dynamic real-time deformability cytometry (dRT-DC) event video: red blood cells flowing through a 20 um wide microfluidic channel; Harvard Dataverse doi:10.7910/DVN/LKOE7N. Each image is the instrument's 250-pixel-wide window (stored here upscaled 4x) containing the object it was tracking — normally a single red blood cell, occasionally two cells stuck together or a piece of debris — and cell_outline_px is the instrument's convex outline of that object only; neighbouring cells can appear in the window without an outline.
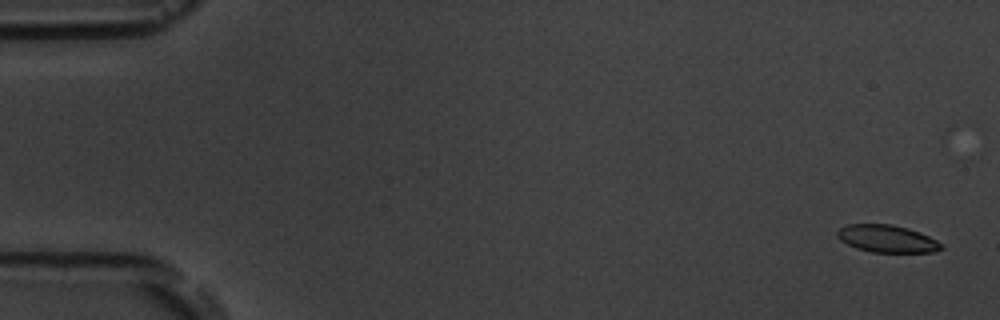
{"species": "common noctule bat (a hibernating species)", "species_latin": "Nyctalus noctula", "temperature_condition": "room temperature", "stored_images_in_passage": 6, "camera_frame_rate_fps": 3000, "um_per_image_px": 0.085, "animal": {"sex": "male", "body_mass_g": 19.5, "forearm_length_mm": 54.6}, "frame": {"image": 1, "passage_image": 1, "time_ms": 0.0, "image_size_px": [1000, 320], "cell_outline_px": [[944, 248], [936, 252], [872, 252], [856, 248], [840, 240], [836, 236], [836, 232], [840, 228], [848, 224], [892, 224], [908, 228], [920, 232], [944, 244]], "centroid_in_image_um": [75.42, 20.29], "position_along_channel_um": 9.6, "area_um2": 16.7}}
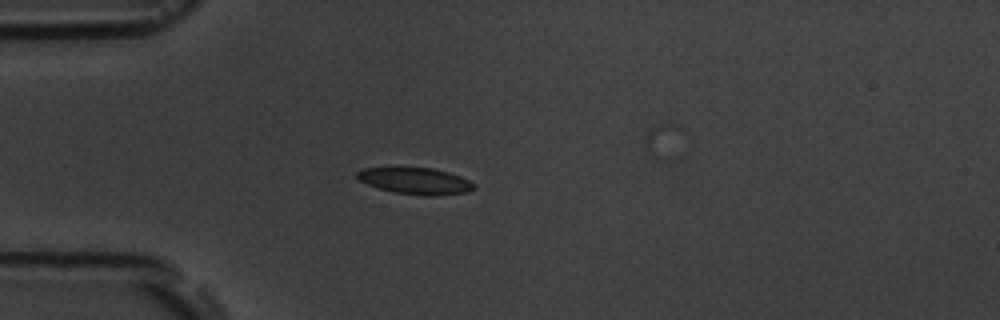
{"frame": {"image": 2, "passage_image": 5, "time_ms": 4.667, "image_size_px": [1000, 320], "cell_outline_px": [[476, 184], [468, 192], [436, 196], [424, 196], [396, 192], [380, 188], [368, 184], [360, 180], [356, 176], [356, 172], [364, 168], [396, 164], [400, 164], [432, 168], [448, 172], [460, 176]], "centroid_in_image_um": [35.25, 15.32], "position_along_channel_um": 49.7, "area_um2": 18.84}}